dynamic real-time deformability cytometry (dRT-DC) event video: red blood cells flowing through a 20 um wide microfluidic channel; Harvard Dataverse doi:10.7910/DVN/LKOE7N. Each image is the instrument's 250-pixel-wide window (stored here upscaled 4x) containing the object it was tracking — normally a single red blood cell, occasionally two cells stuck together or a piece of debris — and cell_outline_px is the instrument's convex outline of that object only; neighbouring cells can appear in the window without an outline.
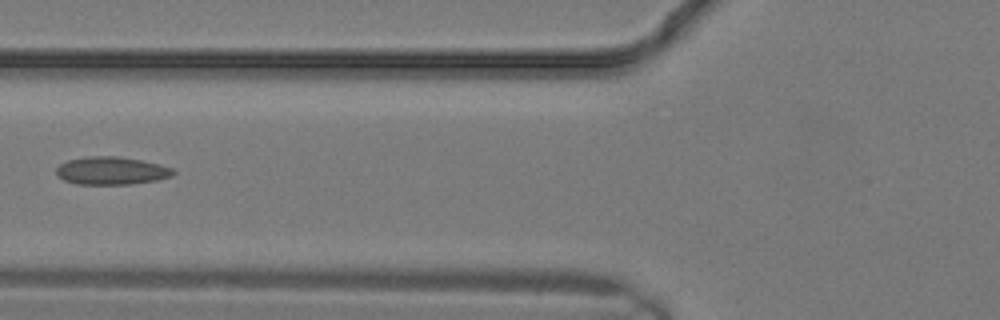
{"species": "common noctule bat (a hibernating species)", "species_latin": "Nyctalus noctula", "temperature_condition": "warm", "stored_images_in_passage": 15, "camera_frame_rate_fps": 3000, "um_per_image_px": 0.085, "animal": {"sex": "male", "body_mass_g": 19.2, "forearm_length_mm": 51.8}, "frame": {"image": 1, "passage_image": 11, "time_ms": 3.333, "image_size_px": [1000, 320], "cell_outline_px": [[176, 172], [172, 176], [156, 180], [132, 184], [76, 184], [64, 180], [56, 176], [56, 168], [60, 164], [68, 160], [88, 156], [116, 156], [140, 160], [172, 168]], "centroid_in_image_um": [9.43, 14.52], "position_along_channel_um": 116.4, "area_um2": 18.9}}
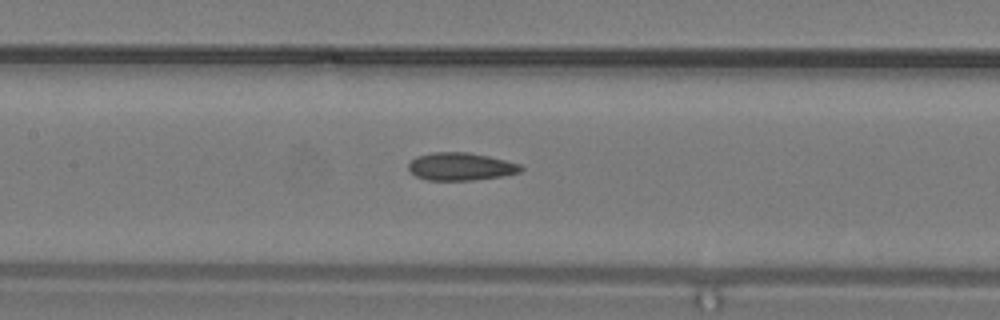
{"frame": {"image": 2, "passage_image": 13, "time_ms": 4.0, "image_size_px": [1000, 320], "cell_outline_px": [[524, 168], [520, 172], [504, 176], [472, 180], [428, 180], [416, 176], [408, 168], [408, 164], [416, 156], [432, 152], [468, 152], [488, 156], [520, 164]], "centroid_in_image_um": [39.17, 14.15], "position_along_channel_um": 168.2, "area_um2": 18.15}}
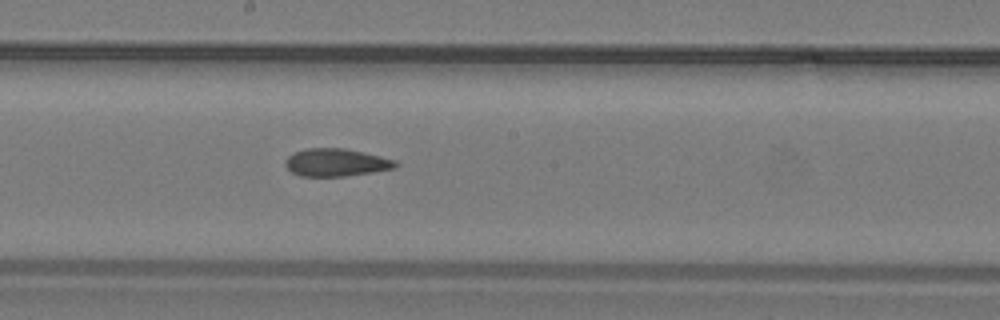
{"frame": {"image": 3, "passage_image": 15, "time_ms": 4.667, "image_size_px": [1000, 320], "cell_outline_px": [[400, 164], [396, 168], [372, 172], [344, 176], [300, 176], [292, 172], [284, 164], [284, 160], [292, 152], [308, 148], [344, 148], [364, 152], [396, 160]], "centroid_in_image_um": [28.57, 13.8], "position_along_channel_um": 219.6, "area_um2": 17.92}}